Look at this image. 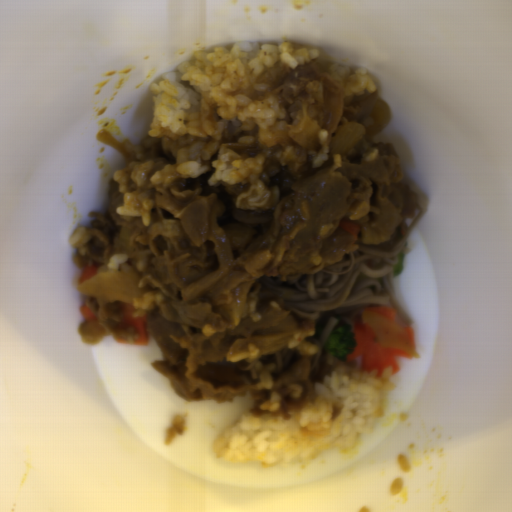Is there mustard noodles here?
I'll return each mask as SVG.
<instances>
[{
	"label": "mustard noodles",
	"instance_id": "1",
	"mask_svg": "<svg viewBox=\"0 0 512 512\" xmlns=\"http://www.w3.org/2000/svg\"><path fill=\"white\" fill-rule=\"evenodd\" d=\"M413 209L415 217L408 224L405 218L387 240L362 244L337 263L326 265L314 274L266 276L257 279L253 285L254 301H274L295 318H309L313 322L314 334L305 341L317 347L309 375L314 387L334 370H361V356L348 362L325 348L339 322L345 321L352 326L362 320L366 307L383 306L395 308V321L404 329L410 326L409 317L389 282V275L393 273L400 252L408 253L405 242L423 214L418 202H414Z\"/></svg>",
	"mask_w": 512,
	"mask_h": 512
}]
</instances>
